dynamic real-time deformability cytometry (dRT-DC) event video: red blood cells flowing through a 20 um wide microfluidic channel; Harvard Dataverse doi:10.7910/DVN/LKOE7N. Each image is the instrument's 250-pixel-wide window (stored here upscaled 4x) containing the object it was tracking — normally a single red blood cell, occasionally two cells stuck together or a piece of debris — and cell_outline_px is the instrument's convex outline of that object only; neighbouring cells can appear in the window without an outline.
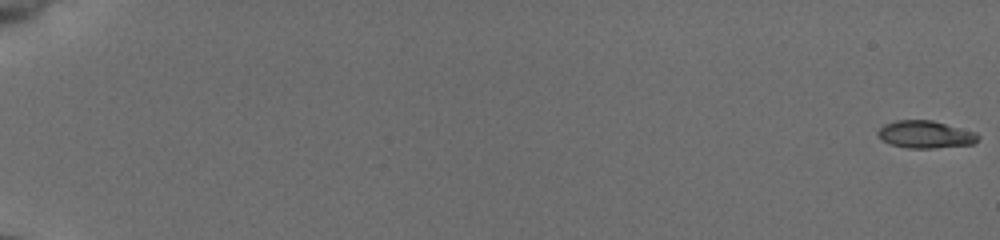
{"species": "common noctule bat (a hibernating species)", "species_latin": "Nyctalus noctula", "temperature_condition": "cold", "stored_images_in_passage": 47, "camera_frame_rate_fps": 3000, "um_per_image_px": 0.085, "animal": {"sex": "female", "body_mass_g": 19.5, "forearm_length_mm": 54.1}, "frame": {"image": 1, "passage_image": 1, "time_ms": 0.0, "image_size_px": [1000, 240], "cell_outline_px": [[980, 136], [972, 144], [932, 148], [908, 148], [892, 144], [884, 140], [876, 132], [884, 124], [896, 120], [932, 120], [976, 132]], "centroid_in_image_um": [78.66, 11.42], "position_along_channel_um": 6.3, "area_um2": 15.78}}
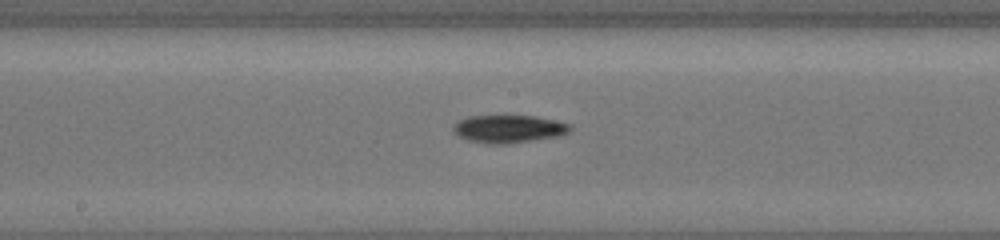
{"frame": {"image": 2, "passage_image": 25, "time_ms": 10.667, "image_size_px": [1000, 240], "cell_outline_px": [[572, 128], [568, 132], [556, 136], [504, 144], [492, 144], [468, 140], [460, 136], [452, 128], [460, 120], [468, 116], [536, 116], [572, 124]], "centroid_in_image_um": [43.26, 10.94], "position_along_channel_um": 204.9, "area_um2": 18.5}}
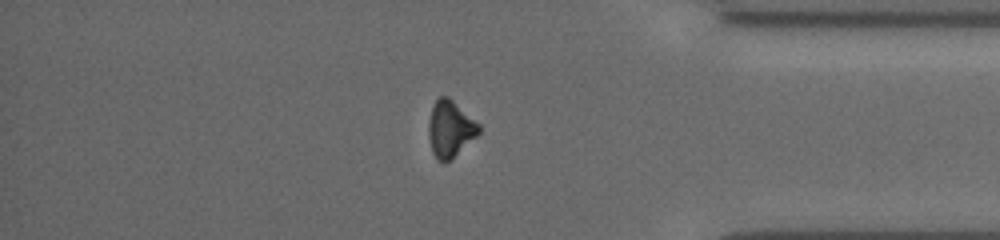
{"frame": {"image": 3, "passage_image": 41, "time_ms": 16.0, "image_size_px": [1000, 240], "cell_outline_px": [[480, 132], [476, 136], [444, 164], [432, 152], [428, 132], [428, 124], [432, 108], [436, 100], [440, 96], [448, 96], [480, 124]], "centroid_in_image_um": [38.26, 10.92], "position_along_channel_um": 396.9, "area_um2": 16.18}}